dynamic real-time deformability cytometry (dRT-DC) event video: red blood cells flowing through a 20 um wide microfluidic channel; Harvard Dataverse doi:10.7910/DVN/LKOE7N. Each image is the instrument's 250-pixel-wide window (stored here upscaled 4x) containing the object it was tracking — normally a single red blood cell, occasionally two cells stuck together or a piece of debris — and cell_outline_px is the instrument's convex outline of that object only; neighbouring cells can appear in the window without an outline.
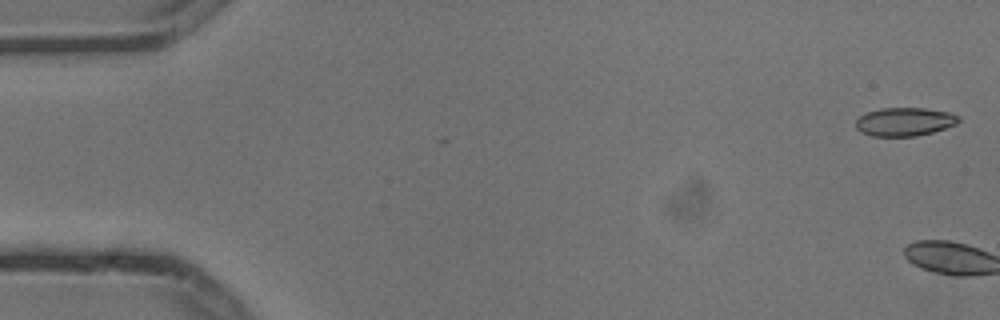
{"species": "common noctule bat (a hibernating species)", "species_latin": "Nyctalus noctula", "temperature_condition": "cold", "stored_images_in_passage": 6, "camera_frame_rate_fps": 3000, "um_per_image_px": 0.085, "animal": {"sex": "male", "body_mass_g": 13.3}, "frame": {"image": 1, "passage_image": 1, "time_ms": 0.0, "image_size_px": [1000, 320], "cell_outline_px": [[960, 120], [956, 124], [932, 132], [916, 136], [872, 136], [860, 132], [856, 128], [856, 120], [860, 116], [868, 112], [880, 108], [924, 108], [948, 112], [960, 116]], "centroid_in_image_um": [76.88, 10.35], "position_along_channel_um": 8.1, "area_um2": 16.99}}
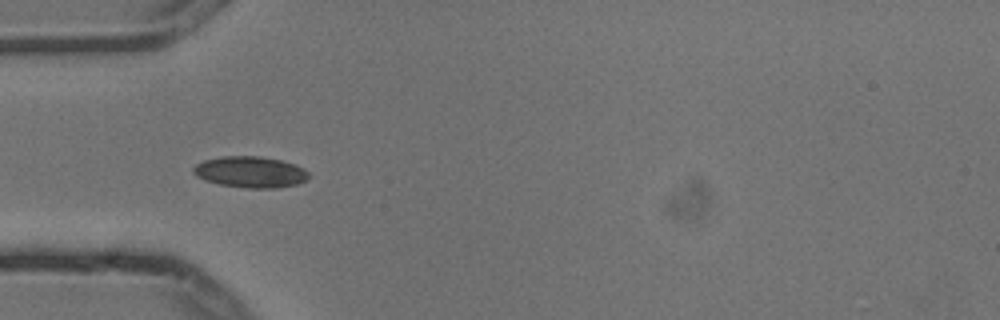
{"frame": {"image": 2, "passage_image": 6, "time_ms": 1.667, "image_size_px": [1000, 320], "cell_outline_px": [[312, 176], [308, 180], [296, 184], [276, 188], [248, 188], [220, 184], [204, 180], [196, 176], [192, 172], [192, 168], [196, 164], [204, 160], [220, 156], [260, 156], [280, 160], [296, 164], [304, 168]], "centroid_in_image_um": [21.3, 14.62], "position_along_channel_um": 63.7, "area_um2": 21.21}}